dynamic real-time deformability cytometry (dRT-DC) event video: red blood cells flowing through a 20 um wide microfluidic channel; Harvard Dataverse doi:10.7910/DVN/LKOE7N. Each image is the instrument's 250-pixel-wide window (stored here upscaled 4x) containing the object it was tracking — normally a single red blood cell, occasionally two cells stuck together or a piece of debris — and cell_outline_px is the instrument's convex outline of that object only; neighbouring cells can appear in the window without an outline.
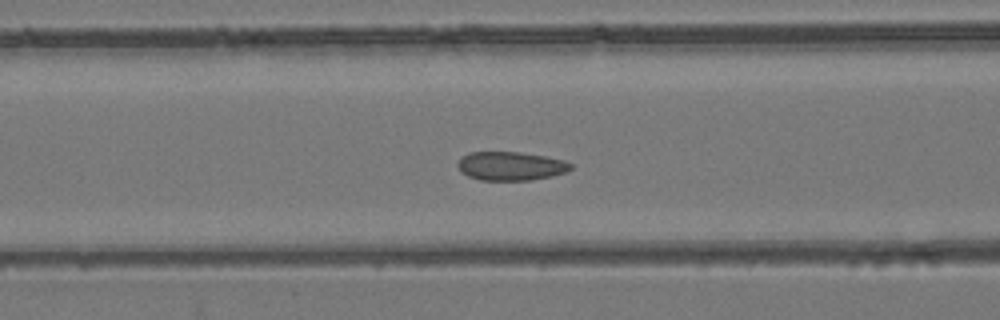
{"species": "common noctule bat (a hibernating species)", "species_latin": "Nyctalus noctula", "temperature_condition": "room temperature", "stored_images_in_passage": 38, "camera_frame_rate_fps": 3000, "um_per_image_px": 0.085, "animal": {"sex": "female", "body_mass_g": 24.6, "forearm_length_mm": 56.2}, "frame": {"image": 1, "passage_image": 6, "time_ms": 1.667, "image_size_px": [1000, 320], "cell_outline_px": [[572, 168], [564, 172], [552, 176], [532, 180], [480, 180], [468, 176], [460, 172], [456, 164], [468, 152], [520, 152], [544, 156], [564, 160], [572, 164]], "centroid_in_image_um": [43.39, 14.11], "position_along_channel_um": 123.2, "area_um2": 18.9}}
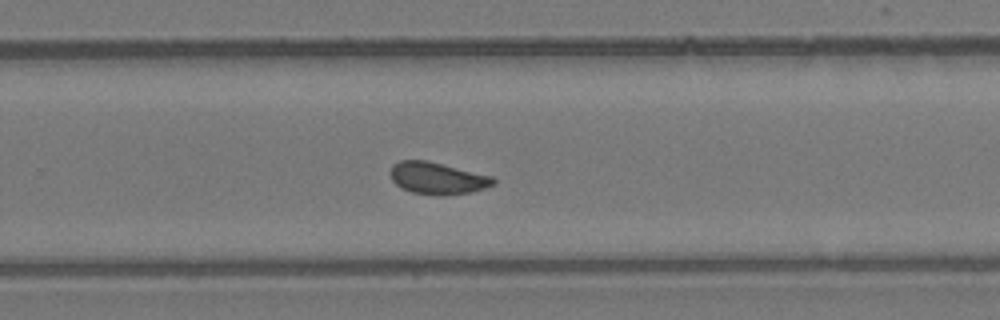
{"frame": {"image": 2, "passage_image": 19, "time_ms": 6.0, "image_size_px": [1000, 320], "cell_outline_px": [[496, 184], [472, 192], [444, 196], [436, 196], [412, 192], [400, 188], [392, 180], [388, 172], [392, 164], [400, 160], [428, 160], [492, 176], [496, 180]], "centroid_in_image_um": [37.15, 15.15], "position_along_channel_um": 292.6, "area_um2": 19.59}}
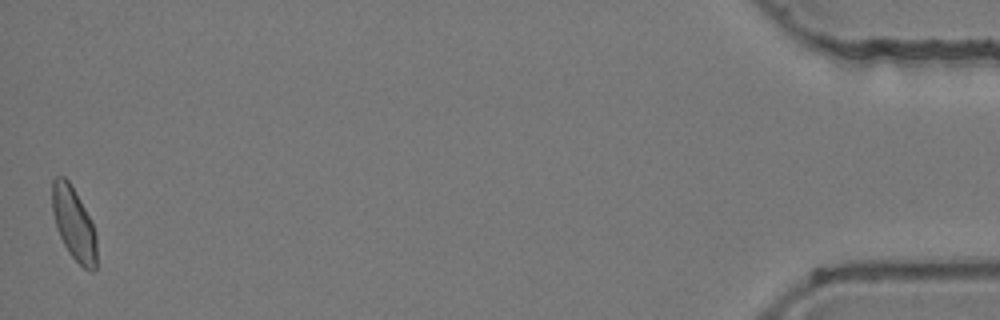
{"frame": {"image": 3, "passage_image": 37, "time_ms": 12.0, "image_size_px": [1000, 320], "cell_outline_px": [[96, 268], [92, 272], [84, 268], [68, 252], [56, 228], [52, 212], [52, 180], [56, 176], [64, 176], [68, 180], [80, 200], [92, 224], [96, 236]], "centroid_in_image_um": [6.25, 19.01], "position_along_channel_um": 428.9, "area_um2": 18.67}}